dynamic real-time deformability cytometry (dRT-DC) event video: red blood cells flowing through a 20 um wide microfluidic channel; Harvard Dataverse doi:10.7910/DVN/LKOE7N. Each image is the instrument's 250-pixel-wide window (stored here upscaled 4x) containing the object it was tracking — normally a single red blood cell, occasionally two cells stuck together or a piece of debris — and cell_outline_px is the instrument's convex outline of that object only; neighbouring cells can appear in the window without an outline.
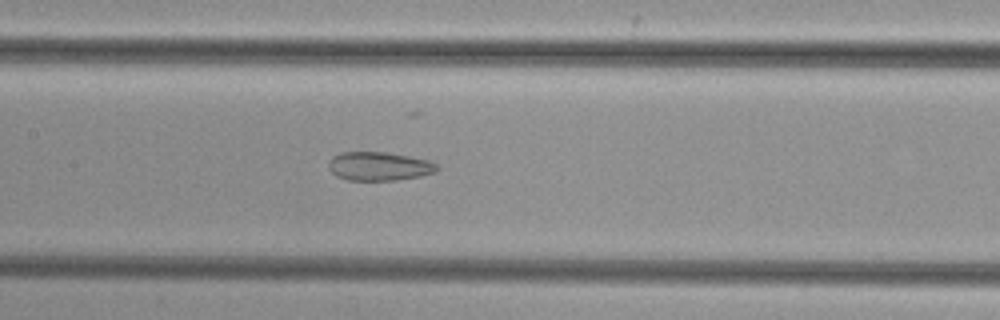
{"species": "common noctule bat (a hibernating species)", "species_latin": "Nyctalus noctula", "temperature_condition": "cold", "stored_images_in_passage": 53, "camera_frame_rate_fps": 3000, "um_per_image_px": 0.085, "animal": {"sex": "female", "body_mass_g": 29.2, "forearm_length_mm": 56.3}, "frame": {"image": 1, "passage_image": 25, "time_ms": 8.0, "image_size_px": [1000, 320], "cell_outline_px": [[440, 168], [436, 172], [420, 176], [396, 180], [348, 180], [336, 176], [328, 168], [328, 160], [332, 156], [340, 152], [384, 152], [408, 156], [428, 160], [436, 164]], "centroid_in_image_um": [32.2, 14.13], "position_along_channel_um": 175.2, "area_um2": 18.21}}
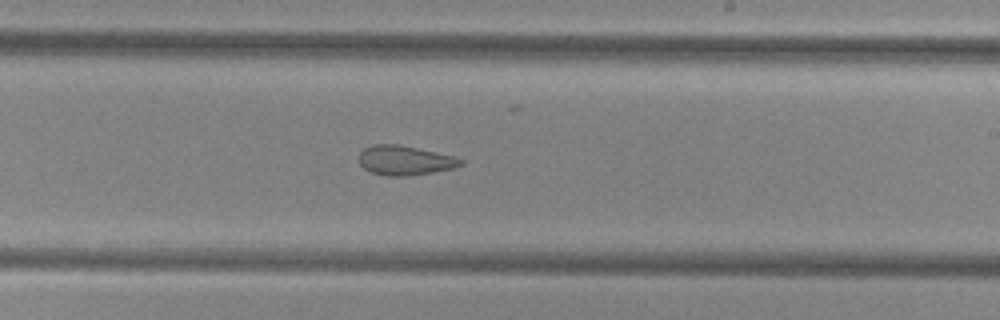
{"frame": {"image": 2, "passage_image": 31, "time_ms": 10.0, "image_size_px": [1000, 320], "cell_outline_px": [[464, 164], [452, 168], [432, 172], [408, 176], [384, 176], [372, 172], [364, 168], [360, 164], [360, 152], [364, 148], [372, 144], [400, 144], [452, 156], [464, 160]], "centroid_in_image_um": [34.39, 13.63], "position_along_channel_um": 254.6, "area_um2": 17.4}}
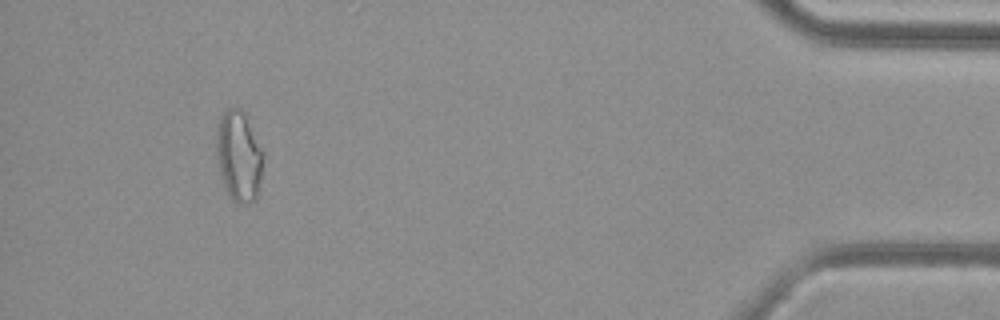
{"frame": {"image": 3, "passage_image": 48, "time_ms": 15.667, "image_size_px": [1000, 320], "cell_outline_px": [[264, 156], [256, 200], [248, 204], [240, 204], [232, 200], [224, 184], [220, 172], [216, 156], [216, 128], [220, 116], [228, 108], [240, 108], [244, 112], [264, 152]], "centroid_in_image_um": [20.3, 13.26], "position_along_channel_um": 414.9, "area_um2": 24.8}}